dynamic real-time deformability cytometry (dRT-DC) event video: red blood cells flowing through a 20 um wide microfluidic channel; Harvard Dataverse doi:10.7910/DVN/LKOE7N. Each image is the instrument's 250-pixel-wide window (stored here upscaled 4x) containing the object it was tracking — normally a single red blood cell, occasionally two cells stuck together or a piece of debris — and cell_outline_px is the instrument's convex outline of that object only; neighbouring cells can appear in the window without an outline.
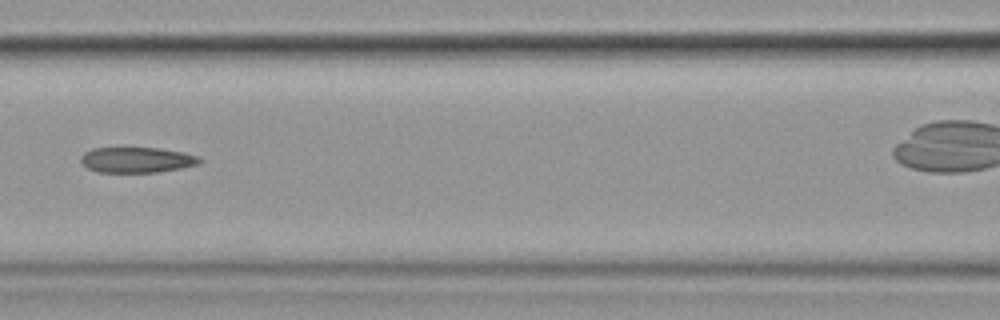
{"species": "common noctule bat (a hibernating species)", "species_latin": "Nyctalus noctula", "temperature_condition": "cold", "stored_images_in_passage": 7, "camera_frame_rate_fps": 3000, "um_per_image_px": 0.085, "animal": {"sex": "female", "body_mass_g": 19.9}, "frame": {"image": 1, "passage_image": 6, "time_ms": 6.667, "image_size_px": [1000, 320], "cell_outline_px": [[204, 160], [200, 164], [180, 168], [156, 172], [96, 172], [88, 168], [80, 160], [80, 156], [84, 152], [92, 148], [160, 148], [184, 152], [200, 156]], "centroid_in_image_um": [11.66, 13.58], "position_along_channel_um": 154.9, "area_um2": 17.8}}